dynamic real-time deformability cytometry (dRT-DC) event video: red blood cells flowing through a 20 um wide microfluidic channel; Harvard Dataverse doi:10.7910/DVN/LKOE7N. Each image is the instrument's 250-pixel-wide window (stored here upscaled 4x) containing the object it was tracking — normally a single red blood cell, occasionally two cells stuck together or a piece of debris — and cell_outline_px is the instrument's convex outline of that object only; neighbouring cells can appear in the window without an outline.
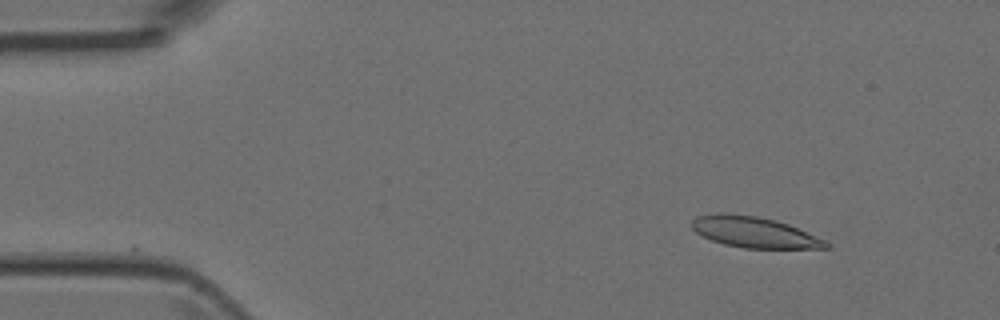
{"species": "Egyptian fruit bat (a non-hibernating species)", "species_latin": "Rousettus aegyptiacus", "temperature_condition": "room temperature", "stored_images_in_passage": 5, "camera_frame_rate_fps": 3000, "um_per_image_px": 0.085, "animal": {"sex": "female"}, "frame": {"image": 1, "passage_image": 2, "time_ms": 1.333, "image_size_px": [1000, 320], "cell_outline_px": [[832, 244], [828, 248], [744, 248], [724, 244], [712, 240], [696, 232], [692, 228], [692, 220], [696, 216], [720, 212], [756, 216], [776, 220], [788, 224], [824, 240]], "centroid_in_image_um": [64.09, 19.73], "position_along_channel_um": 20.9, "area_um2": 23.93}}
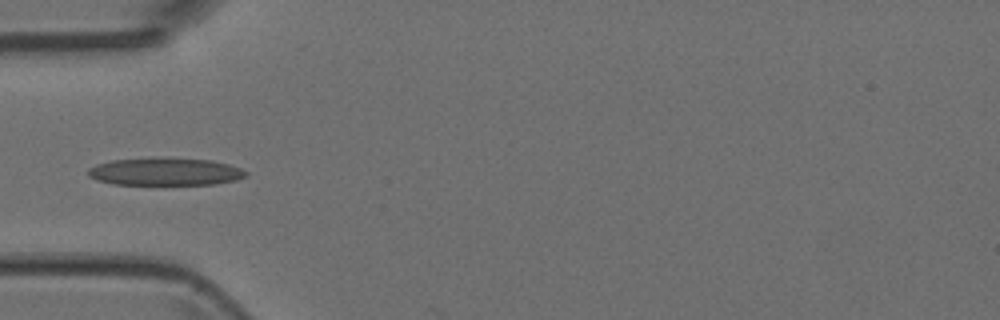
{"frame": {"image": 2, "passage_image": 5, "time_ms": 4.667, "image_size_px": [1000, 320], "cell_outline_px": [[248, 176], [236, 180], [216, 184], [112, 184], [96, 180], [88, 176], [88, 168], [96, 164], [112, 160], [152, 156], [156, 156], [212, 160], [228, 164], [240, 168], [248, 172]], "centroid_in_image_um": [14.03, 14.57], "position_along_channel_um": 71.0, "area_um2": 25.95}}